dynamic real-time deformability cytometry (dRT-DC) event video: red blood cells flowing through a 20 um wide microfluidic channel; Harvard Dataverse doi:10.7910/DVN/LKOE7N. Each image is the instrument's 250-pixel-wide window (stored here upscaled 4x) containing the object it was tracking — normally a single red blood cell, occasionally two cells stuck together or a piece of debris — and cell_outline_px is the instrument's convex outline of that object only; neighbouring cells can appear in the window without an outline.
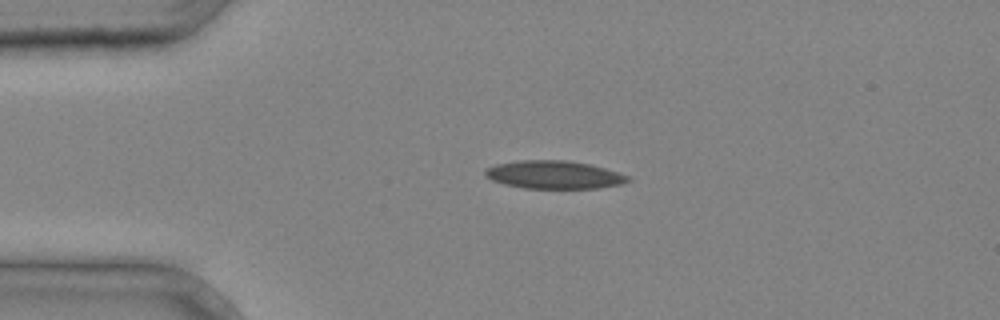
{"species": "common noctule bat (a hibernating species)", "species_latin": "Nyctalus noctula", "temperature_condition": "cold", "stored_images_in_passage": 3, "camera_frame_rate_fps": 3000, "um_per_image_px": 0.085, "animal": {"sex": "male", "body_mass_g": 20.4}, "frame": {"image": 1, "passage_image": 2, "time_ms": 0.333, "image_size_px": [1000, 320], "cell_outline_px": [[632, 180], [620, 184], [596, 188], [524, 188], [504, 184], [492, 180], [484, 176], [484, 168], [496, 164], [516, 160], [568, 160], [592, 164], [632, 176]], "centroid_in_image_um": [47.09, 14.84], "position_along_channel_um": 37.9, "area_um2": 23.64}}